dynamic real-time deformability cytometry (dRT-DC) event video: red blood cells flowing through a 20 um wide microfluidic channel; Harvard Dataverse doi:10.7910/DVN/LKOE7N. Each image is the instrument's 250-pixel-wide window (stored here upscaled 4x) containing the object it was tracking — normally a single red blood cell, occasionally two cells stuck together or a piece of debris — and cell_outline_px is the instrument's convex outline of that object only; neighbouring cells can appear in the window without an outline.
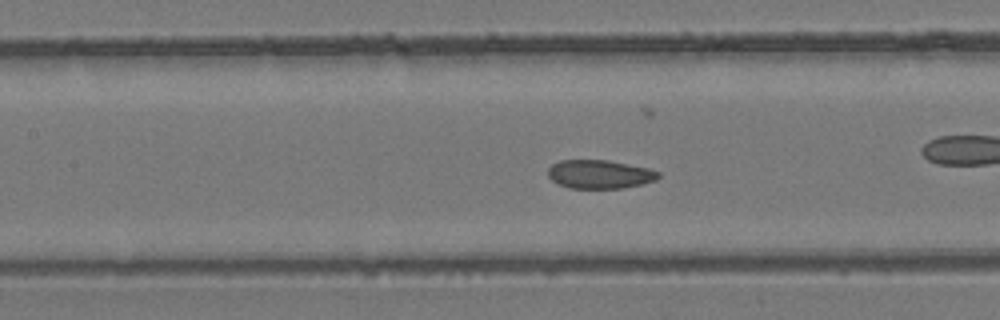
{"species": "common noctule bat (a hibernating species)", "species_latin": "Nyctalus noctula", "temperature_condition": "room temperature", "stored_images_in_passage": 32, "camera_frame_rate_fps": 3000, "um_per_image_px": 0.085, "animal": {"sex": "female", "body_mass_g": 24.6, "forearm_length_mm": 56.2}, "frame": {"image": 1, "passage_image": 10, "time_ms": 3.0, "image_size_px": [1000, 320], "cell_outline_px": [[660, 176], [656, 180], [624, 188], [568, 188], [556, 184], [548, 176], [548, 168], [552, 164], [560, 160], [608, 160], [648, 168], [660, 172]], "centroid_in_image_um": [50.95, 14.81], "position_along_channel_um": 156.5, "area_um2": 18.5}}
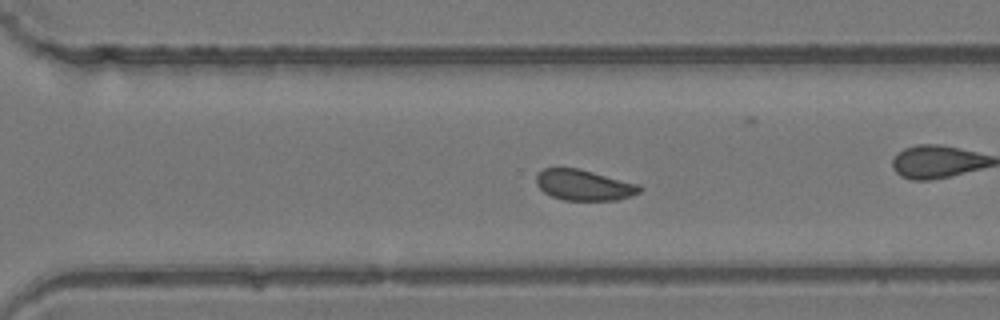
{"frame": {"image": 2, "passage_image": 22, "time_ms": 7.0, "image_size_px": [1000, 320], "cell_outline_px": [[644, 188], [640, 192], [632, 196], [616, 200], [564, 200], [552, 196], [544, 192], [536, 184], [536, 176], [544, 168], [580, 168], [640, 184]], "centroid_in_image_um": [49.68, 15.73], "position_along_channel_um": 320.9, "area_um2": 18.67}, "authors_computed_cell_mechanics": {"area_um2": 18.9873, "velocity_mm_per_s": 4.131, "shape_relaxation_time_tau1_ms": 6.2553, "shape_relaxation_time_tau2_ms": 1.2587, "deformation_change_tau1": 0.0809, "deformation_change_tau2": 0.0548}}